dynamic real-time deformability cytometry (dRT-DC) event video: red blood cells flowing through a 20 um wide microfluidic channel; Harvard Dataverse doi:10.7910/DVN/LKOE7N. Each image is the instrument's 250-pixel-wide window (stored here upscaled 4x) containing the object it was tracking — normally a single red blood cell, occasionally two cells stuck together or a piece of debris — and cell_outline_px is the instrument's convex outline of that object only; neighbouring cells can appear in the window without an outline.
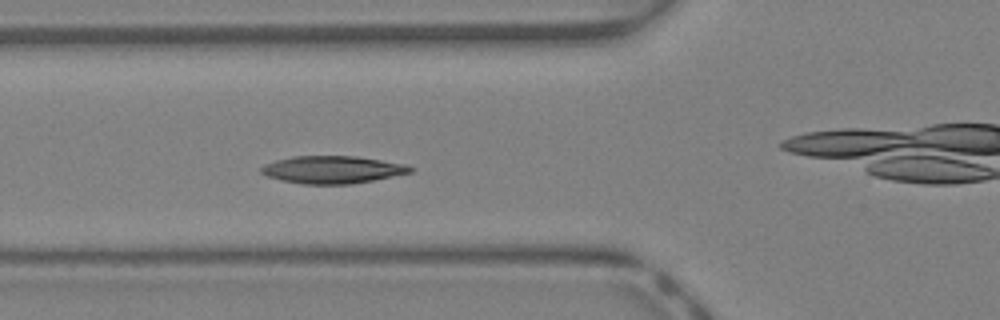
{"species": "Egyptian fruit bat (a non-hibernating species)", "species_latin": "Rousettus aegyptiacus", "temperature_condition": "warm", "stored_images_in_passage": 40, "camera_frame_rate_fps": 3000, "um_per_image_px": 0.085, "animal": {"sex": "female"}, "frame": {"image": 1, "passage_image": 13, "time_ms": 4.0, "image_size_px": [1000, 320], "cell_outline_px": [[412, 172], [352, 184], [304, 184], [280, 180], [268, 176], [260, 172], [260, 168], [264, 164], [276, 160], [292, 156], [356, 156], [404, 164], [412, 168]], "centroid_in_image_um": [28.2, 14.42], "position_along_channel_um": 97.6, "area_um2": 23.7}}
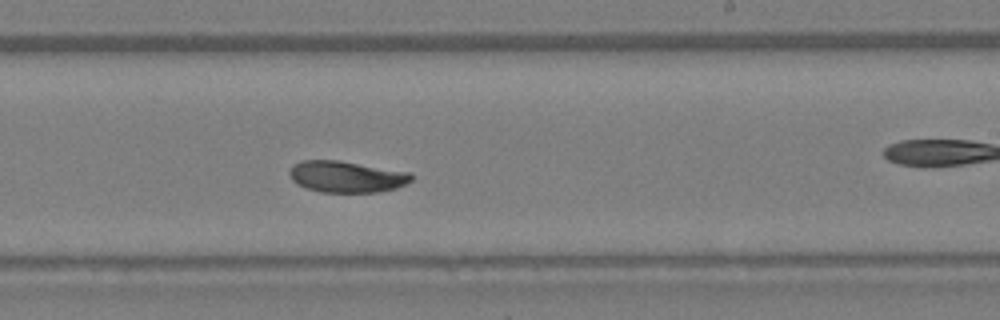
{"frame": {"image": 2, "passage_image": 23, "time_ms": 7.333, "image_size_px": [1000, 320], "cell_outline_px": [[412, 180], [396, 188], [376, 192], [320, 192], [296, 184], [292, 180], [288, 172], [292, 164], [300, 160], [340, 160], [408, 172], [412, 176]], "centroid_in_image_um": [29.39, 15.01], "position_along_channel_um": 259.6, "area_um2": 22.31}}
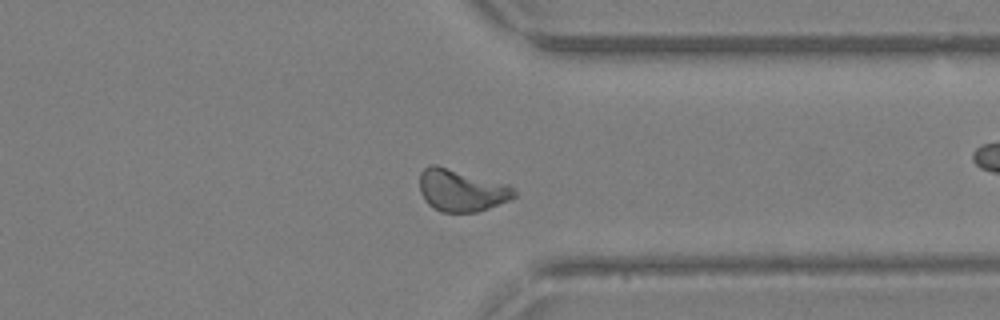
{"frame": {"image": 3, "passage_image": 30, "time_ms": 9.667, "image_size_px": [1000, 320], "cell_outline_px": [[520, 196], [488, 208], [476, 212], [440, 212], [428, 204], [424, 200], [420, 192], [420, 172], [428, 164], [436, 164], [508, 184]], "centroid_in_image_um": [39.22, 16.17], "position_along_channel_um": 372.2, "area_um2": 23.41}, "authors_computed_cell_mechanics": {"area_um2": 22.831, "velocity_mm_per_s": 4.8662, "shape_relaxation_time_tau1_ms": 3.0829, "shape_relaxation_time_tau2_ms": 10.6978, "deformation_change_tau1": 0.1154, "deformation_change_tau2": 0.1571}}